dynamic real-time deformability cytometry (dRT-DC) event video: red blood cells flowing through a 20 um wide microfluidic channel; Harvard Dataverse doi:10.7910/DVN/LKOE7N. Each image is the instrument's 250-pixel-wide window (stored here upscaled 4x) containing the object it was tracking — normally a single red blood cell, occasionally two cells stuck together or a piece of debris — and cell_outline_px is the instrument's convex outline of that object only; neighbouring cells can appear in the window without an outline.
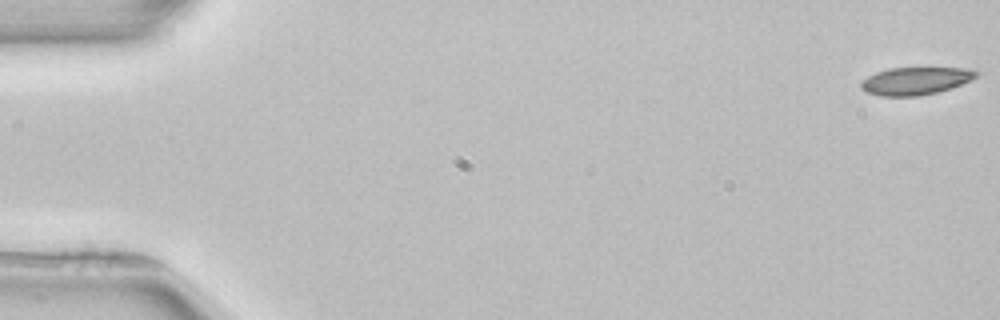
{"species": "common noctule bat (a hibernating species)", "species_latin": "Nyctalus noctula", "temperature_condition": "room temperature", "stored_images_in_passage": 18, "camera_frame_rate_fps": 3000, "um_per_image_px": 0.085, "animal": {"sex": "female", "body_mass_g": 22.7, "forearm_length_mm": 54.2}, "frame": {"image": 1, "passage_image": 1, "time_ms": 0.0, "image_size_px": [1000, 320], "cell_outline_px": [[980, 72], [976, 76], [952, 88], [936, 92], [916, 96], [880, 96], [864, 92], [860, 88], [860, 80], [876, 72], [888, 68], [968, 68]], "centroid_in_image_um": [77.74, 6.88], "position_along_channel_um": 7.3, "area_um2": 18.55}}
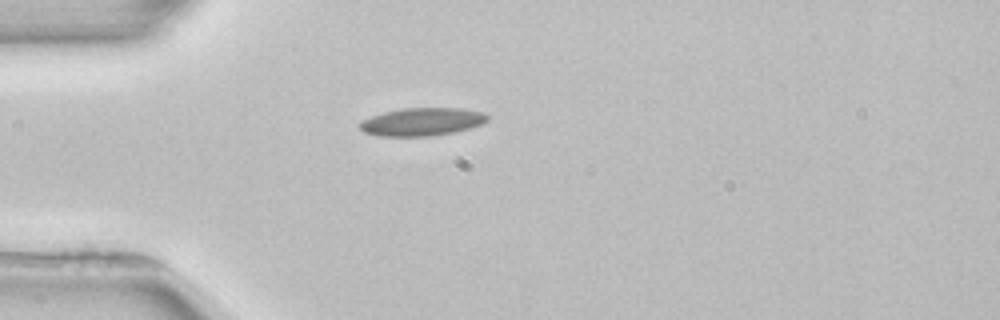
{"frame": {"image": 2, "passage_image": 15, "time_ms": 4.667, "image_size_px": [1000, 320], "cell_outline_px": [[488, 120], [484, 124], [472, 128], [452, 132], [428, 136], [380, 136], [364, 132], [356, 124], [360, 120], [384, 112], [400, 108], [464, 108], [484, 112], [488, 116]], "centroid_in_image_um": [35.88, 10.34], "position_along_channel_um": 49.1, "area_um2": 21.04}}